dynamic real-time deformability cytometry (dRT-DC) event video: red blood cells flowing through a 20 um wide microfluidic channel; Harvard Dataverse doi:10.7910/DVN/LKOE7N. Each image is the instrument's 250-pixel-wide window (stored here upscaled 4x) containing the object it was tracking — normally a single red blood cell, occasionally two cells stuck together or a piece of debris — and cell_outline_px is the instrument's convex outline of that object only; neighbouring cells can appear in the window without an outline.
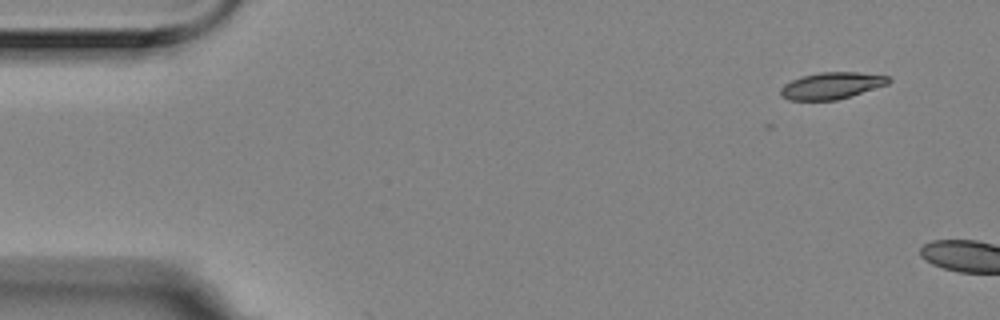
{"species": "Egyptian fruit bat (a non-hibernating species)", "species_latin": "Rousettus aegyptiacus", "temperature_condition": "room temperature", "stored_images_in_passage": 3, "camera_frame_rate_fps": 3000, "um_per_image_px": 0.085, "animal": {"sex": "female"}, "frame": {"image": 1, "passage_image": 2, "time_ms": 0.333, "image_size_px": [1000, 320], "cell_outline_px": [[892, 80], [888, 84], [836, 100], [788, 100], [780, 96], [780, 88], [784, 84], [800, 76], [820, 72], [860, 72], [888, 76]], "centroid_in_image_um": [70.65, 7.27], "position_along_channel_um": 14.3, "area_um2": 16.82}}